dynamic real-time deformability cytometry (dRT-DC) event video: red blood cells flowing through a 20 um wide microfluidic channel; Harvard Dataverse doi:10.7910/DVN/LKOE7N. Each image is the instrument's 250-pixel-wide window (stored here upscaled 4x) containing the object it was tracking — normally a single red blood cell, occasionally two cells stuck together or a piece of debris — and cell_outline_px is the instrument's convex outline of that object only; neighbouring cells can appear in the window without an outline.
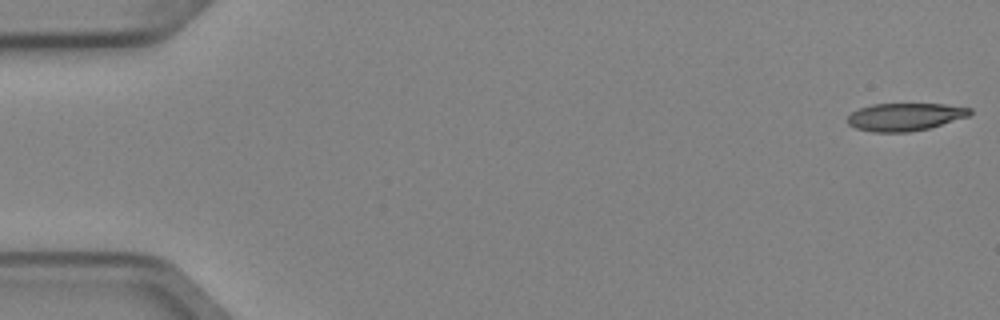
{"species": "Egyptian fruit bat (a non-hibernating species)", "species_latin": "Rousettus aegyptiacus", "temperature_condition": "cold", "stored_images_in_passage": 6, "camera_frame_rate_fps": 3000, "um_per_image_px": 0.085, "animal": {"sex": "female"}, "frame": {"image": 1, "passage_image": 1, "time_ms": 0.0, "image_size_px": [1000, 320], "cell_outline_px": [[972, 112], [968, 116], [928, 128], [908, 132], [872, 132], [856, 128], [848, 124], [848, 116], [852, 112], [860, 108], [872, 104], [944, 104], [972, 108]], "centroid_in_image_um": [76.91, 9.93], "position_along_channel_um": 8.1, "area_um2": 19.59}}
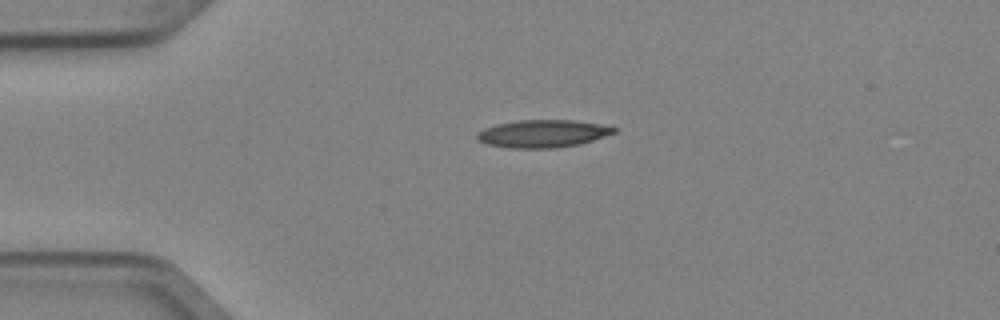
{"frame": {"image": 2, "passage_image": 4, "time_ms": 1.0, "image_size_px": [1000, 320], "cell_outline_px": [[616, 132], [580, 144], [556, 148], [508, 148], [488, 144], [476, 140], [476, 132], [484, 128], [496, 124], [516, 120], [572, 120], [600, 124], [616, 128]], "centroid_in_image_um": [46.08, 11.36], "position_along_channel_um": 38.9, "area_um2": 22.08}}
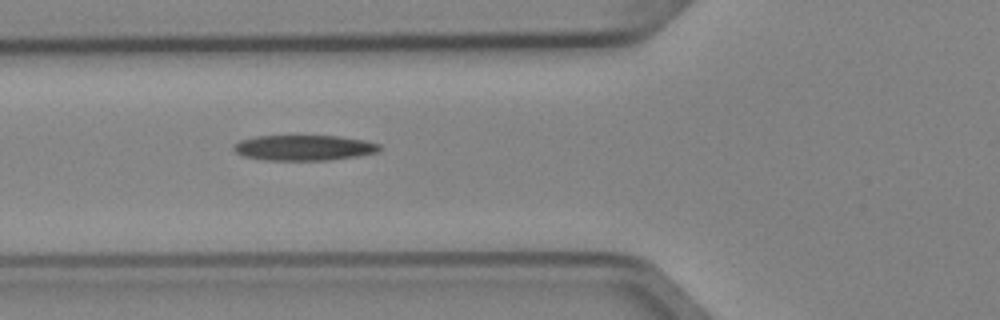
{"frame": {"image": 3, "passage_image": 6, "time_ms": 1.667, "image_size_px": [1000, 320], "cell_outline_px": [[380, 148], [376, 152], [360, 156], [328, 160], [264, 160], [244, 156], [236, 152], [232, 148], [240, 140], [256, 136], [336, 136], [364, 140], [380, 144]], "centroid_in_image_um": [25.84, 12.56], "position_along_channel_um": 100.0, "area_um2": 21.5}}